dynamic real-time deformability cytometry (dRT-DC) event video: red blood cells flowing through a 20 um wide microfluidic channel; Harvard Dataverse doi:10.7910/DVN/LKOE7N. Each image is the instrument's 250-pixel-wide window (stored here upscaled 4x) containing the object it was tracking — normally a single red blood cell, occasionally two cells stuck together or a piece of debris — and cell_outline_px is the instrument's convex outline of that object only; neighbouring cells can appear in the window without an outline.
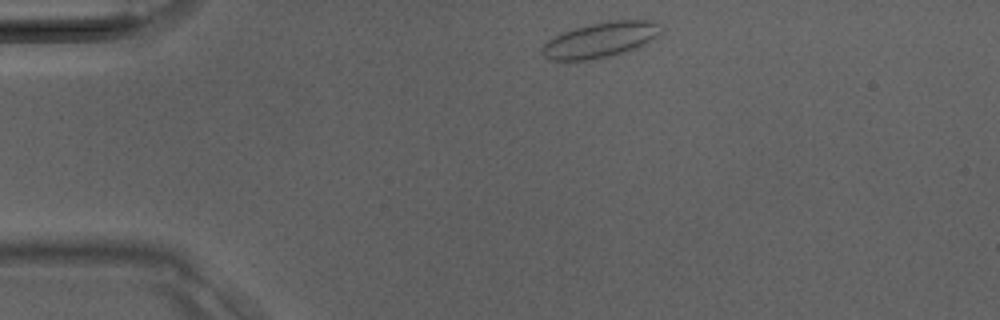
{"species": "Egyptian fruit bat (a non-hibernating species)", "species_latin": "Rousettus aegyptiacus", "temperature_condition": "room temperature", "stored_images_in_passage": 32, "camera_frame_rate_fps": 3000, "um_per_image_px": 0.085, "animal": {"sex": "male"}, "frame": {"image": 1, "passage_image": 1, "time_ms": 0.0, "image_size_px": [1000, 320], "cell_outline_px": [[660, 36], [636, 48], [624, 52], [608, 56], [588, 60], [548, 60], [540, 52], [540, 48], [548, 40], [564, 32], [576, 28], [592, 24], [612, 20], [656, 20], [660, 32]], "centroid_in_image_um": [51.03, 3.39], "position_along_channel_um": 34.0, "area_um2": 24.22}}
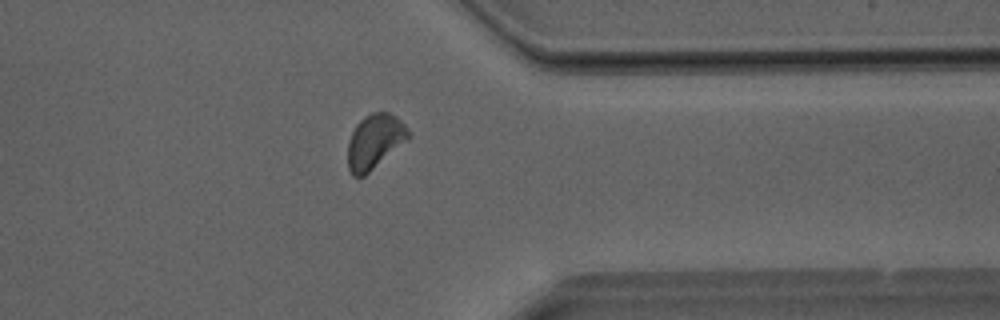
{"frame": {"image": 2, "passage_image": 24, "time_ms": 7.667, "image_size_px": [1000, 320], "cell_outline_px": [[412, 136], [364, 176], [352, 176], [348, 168], [348, 140], [356, 124], [364, 116], [372, 112], [388, 112], [396, 116], [412, 132]], "centroid_in_image_um": [31.86, 12.01], "position_along_channel_um": 379.5, "area_um2": 19.31}}
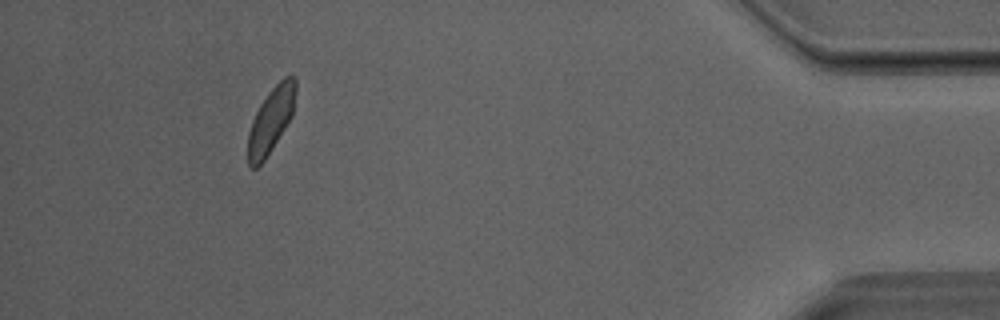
{"frame": {"image": 3, "passage_image": 29, "time_ms": 9.333, "image_size_px": [1000, 320], "cell_outline_px": [[296, 92], [292, 116], [264, 160], [256, 168], [252, 168], [248, 164], [248, 132], [252, 120], [260, 104], [268, 92], [284, 76], [296, 76]], "centroid_in_image_um": [23.03, 10.18], "position_along_channel_um": 412.2, "area_um2": 17.98}}